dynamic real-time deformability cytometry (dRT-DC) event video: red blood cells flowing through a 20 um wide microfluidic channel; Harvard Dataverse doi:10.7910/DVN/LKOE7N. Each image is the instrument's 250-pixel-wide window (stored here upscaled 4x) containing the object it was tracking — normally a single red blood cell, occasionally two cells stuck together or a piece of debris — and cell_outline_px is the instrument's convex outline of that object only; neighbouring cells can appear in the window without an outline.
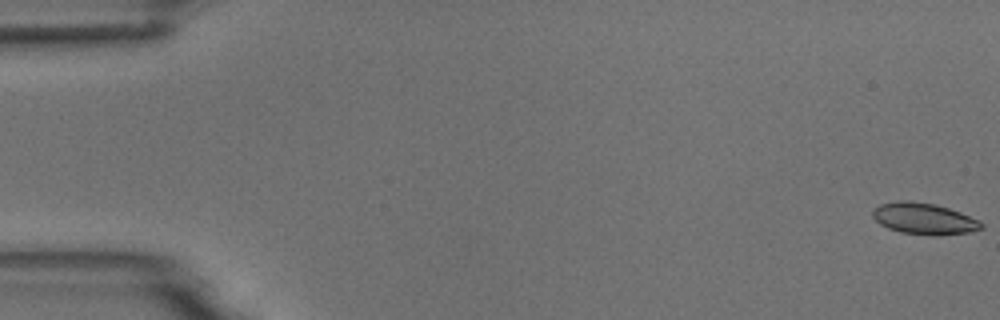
{"species": "common noctule bat (a hibernating species)", "species_latin": "Nyctalus noctula", "temperature_condition": "room temperature", "stored_images_in_passage": 5, "camera_frame_rate_fps": 3000, "um_per_image_px": 0.085, "animal": {"sex": "male", "body_mass_g": 18.8}, "frame": {"image": 1, "passage_image": 1, "time_ms": 0.0, "image_size_px": [1000, 320], "cell_outline_px": [[984, 228], [968, 232], [936, 236], [932, 236], [900, 232], [888, 228], [880, 224], [872, 216], [872, 212], [880, 204], [896, 200], [908, 200], [936, 204], [960, 212], [980, 220], [984, 224]], "centroid_in_image_um": [78.56, 18.59], "position_along_channel_um": 6.4, "area_um2": 20.06}}
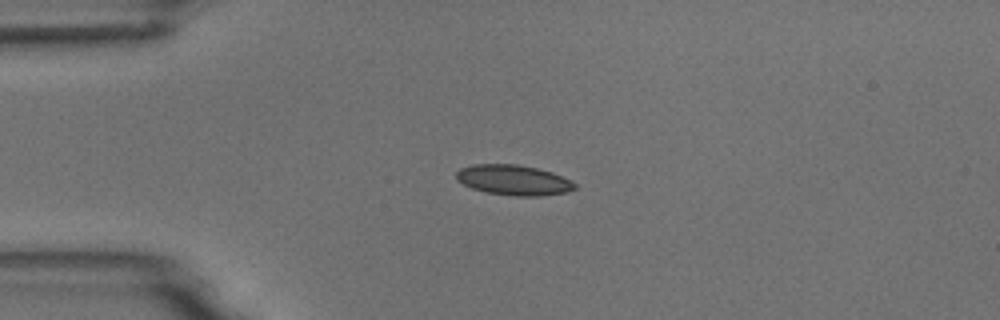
{"frame": {"image": 2, "passage_image": 4, "time_ms": 4.333, "image_size_px": [1000, 320], "cell_outline_px": [[576, 188], [568, 192], [540, 196], [516, 196], [484, 192], [472, 188], [456, 180], [456, 172], [460, 168], [472, 164], [516, 164], [536, 168], [552, 172], [572, 180], [576, 184]], "centroid_in_image_um": [43.66, 15.3], "position_along_channel_um": 41.3, "area_um2": 21.04}}